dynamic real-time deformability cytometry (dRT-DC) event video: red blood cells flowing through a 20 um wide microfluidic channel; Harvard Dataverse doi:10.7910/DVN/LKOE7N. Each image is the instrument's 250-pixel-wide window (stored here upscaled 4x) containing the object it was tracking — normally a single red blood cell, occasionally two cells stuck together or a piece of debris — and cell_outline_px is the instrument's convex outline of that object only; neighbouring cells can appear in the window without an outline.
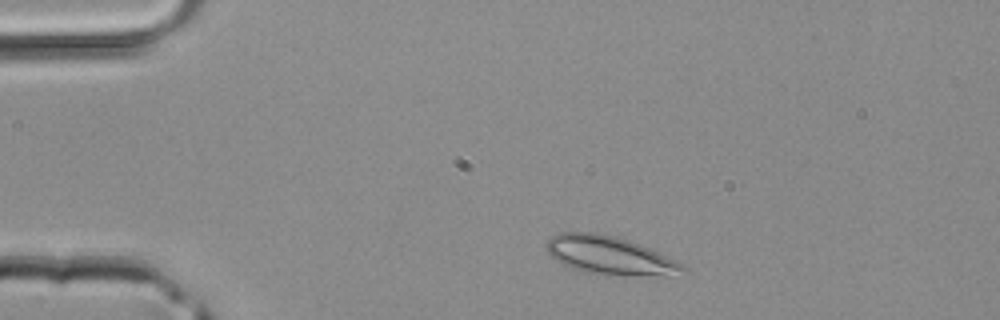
{"species": "common noctule bat (a hibernating species)", "species_latin": "Nyctalus noctula", "temperature_condition": "room temperature", "stored_images_in_passage": 39, "camera_frame_rate_fps": 3000, "um_per_image_px": 0.085, "animal": {"sex": "male", "body_mass_g": 20.4}, "frame": {"image": 1, "passage_image": 4, "time_ms": 1.0, "image_size_px": [1000, 320], "cell_outline_px": [[688, 272], [672, 276], [664, 276], [588, 272], [572, 268], [556, 260], [548, 252], [548, 240], [552, 236], [560, 232], [592, 232], [616, 236], [640, 244], [676, 260], [684, 264], [688, 268]], "centroid_in_image_um": [51.91, 21.7], "position_along_channel_um": 33.1, "area_um2": 30.0}}
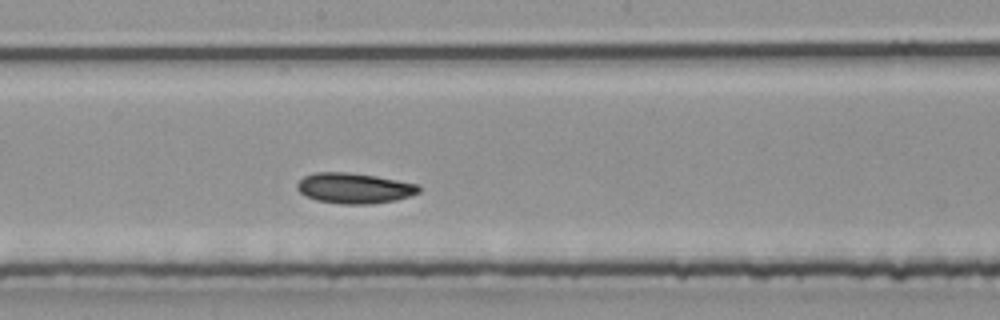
{"frame": {"image": 2, "passage_image": 19, "time_ms": 6.0, "image_size_px": [1000, 320], "cell_outline_px": [[420, 192], [396, 200], [372, 204], [340, 204], [316, 200], [300, 192], [296, 188], [296, 184], [304, 176], [316, 172], [348, 172], [376, 176], [420, 184]], "centroid_in_image_um": [30.13, 15.99], "position_along_channel_um": 218.1, "area_um2": 21.68}}
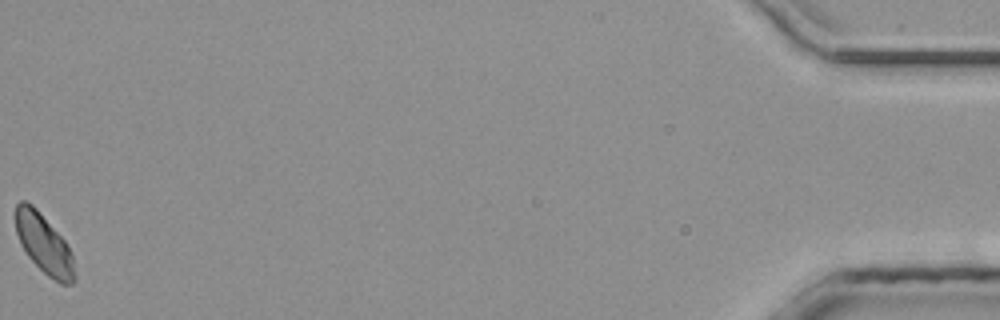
{"frame": {"image": 3, "passage_image": 39, "time_ms": 12.667, "image_size_px": [1000, 320], "cell_outline_px": [[76, 280], [72, 284], [60, 284], [48, 276], [28, 256], [20, 244], [16, 232], [12, 216], [12, 212], [16, 204], [20, 200], [24, 200], [32, 204], [36, 208], [64, 240], [72, 256], [76, 276]], "centroid_in_image_um": [3.68, 20.7], "position_along_channel_um": 431.5, "area_um2": 20.69}}